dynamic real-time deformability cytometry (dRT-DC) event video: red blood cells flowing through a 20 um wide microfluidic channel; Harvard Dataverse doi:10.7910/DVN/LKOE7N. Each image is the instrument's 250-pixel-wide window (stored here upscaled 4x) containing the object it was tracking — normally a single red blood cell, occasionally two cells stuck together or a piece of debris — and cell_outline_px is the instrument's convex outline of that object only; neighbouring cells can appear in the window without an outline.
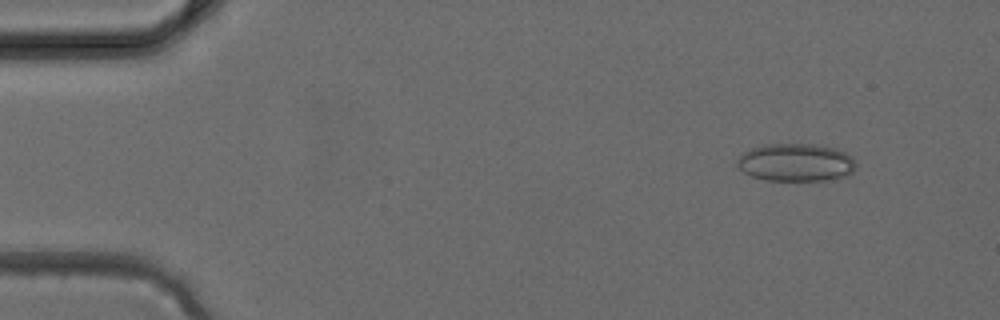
{"species": "common noctule bat (a hibernating species)", "species_latin": "Nyctalus noctula", "temperature_condition": "cold", "stored_images_in_passage": 3, "camera_frame_rate_fps": 3000, "um_per_image_px": 0.085, "animal": {"sex": "female", "body_mass_g": 24.6, "forearm_length_mm": 56.2}, "frame": {"image": 1, "passage_image": 1, "time_ms": 0.0, "image_size_px": [1000, 320], "cell_outline_px": [[856, 168], [848, 176], [824, 180], [768, 180], [752, 176], [744, 172], [736, 164], [736, 160], [744, 152], [760, 144], [816, 144], [836, 148], [852, 156], [856, 164]], "centroid_in_image_um": [67.67, 13.8], "position_along_channel_um": 17.3, "area_um2": 26.3}}